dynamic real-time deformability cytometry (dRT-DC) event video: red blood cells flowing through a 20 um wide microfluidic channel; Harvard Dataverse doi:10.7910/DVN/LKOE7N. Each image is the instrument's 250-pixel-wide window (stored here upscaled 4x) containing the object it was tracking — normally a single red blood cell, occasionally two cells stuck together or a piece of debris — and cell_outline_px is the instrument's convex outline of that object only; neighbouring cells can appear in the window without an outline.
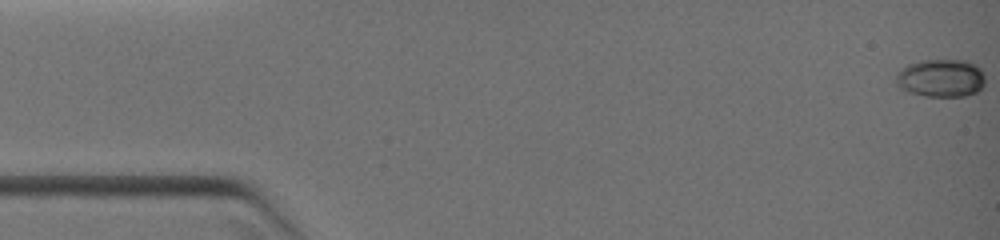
{"species": "common noctule bat (a hibernating species)", "species_latin": "Nyctalus noctula", "temperature_condition": "warm", "stored_images_in_passage": 41, "camera_frame_rate_fps": 3000, "um_per_image_px": 0.085, "animal": {"sex": "female", "body_mass_g": 19.0, "forearm_length_mm": 51.5}, "frame": {"image": 1, "passage_image": 1, "time_ms": 0.0, "image_size_px": [1000, 240], "cell_outline_px": [[984, 84], [976, 92], [964, 96], [924, 96], [900, 88], [896, 84], [896, 72], [900, 68], [908, 64], [920, 60], [968, 60], [976, 64], [980, 68], [984, 76]], "centroid_in_image_um": [79.96, 6.62], "position_along_channel_um": 5.0, "area_um2": 19.83}}
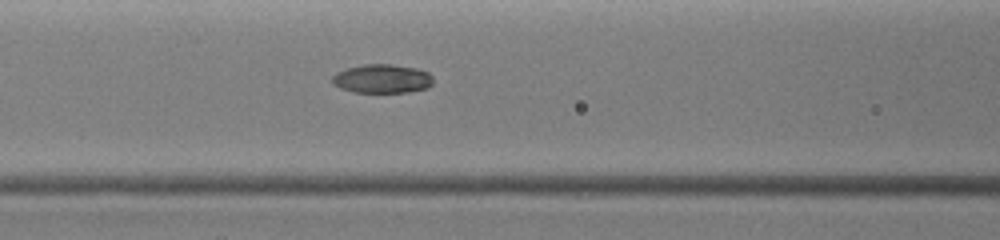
{"frame": {"image": 2, "passage_image": 18, "time_ms": 5.667, "image_size_px": [1000, 240], "cell_outline_px": [[432, 84], [428, 88], [408, 92], [352, 92], [340, 88], [332, 84], [332, 76], [336, 72], [348, 68], [364, 64], [392, 64], [416, 68], [428, 72], [432, 76]], "centroid_in_image_um": [32.47, 6.69], "position_along_channel_um": 134.1, "area_um2": 17.05}}
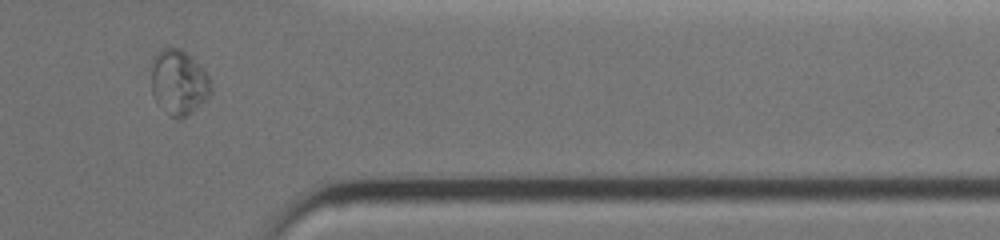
{"frame": {"image": 3, "passage_image": 35, "time_ms": 11.333, "image_size_px": [1000, 240], "cell_outline_px": [[212, 92], [188, 116], [180, 120], [172, 116], [156, 104], [152, 96], [152, 56], [160, 48], [180, 48], [204, 68], [212, 84]], "centroid_in_image_um": [15.17, 7.0], "position_along_channel_um": 396.2, "area_um2": 22.89}}